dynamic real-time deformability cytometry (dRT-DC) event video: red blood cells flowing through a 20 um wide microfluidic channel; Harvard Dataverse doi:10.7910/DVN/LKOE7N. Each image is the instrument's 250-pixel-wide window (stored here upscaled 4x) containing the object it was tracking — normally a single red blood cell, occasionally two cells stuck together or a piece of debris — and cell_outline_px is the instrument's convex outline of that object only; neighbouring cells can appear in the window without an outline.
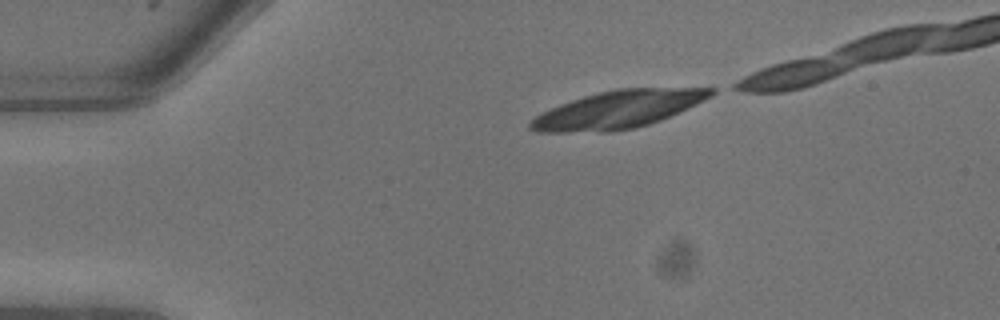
{"species": "common noctule bat (a hibernating species)", "species_latin": "Nyctalus noctula", "temperature_condition": "warm", "stored_images_in_passage": 6, "segment_of_instrument_passage": [1, 2], "camera_frame_rate_fps": 3000, "um_per_image_px": 0.085, "animal": {"sex": "male", "body_mass_g": 13.3}, "frame": {"image": 1, "passage_image": 1, "time_ms": 0.0, "image_size_px": [1000, 320], "cell_outline_px": [[716, 92], [712, 96], [688, 108], [660, 120], [636, 128], [612, 132], [536, 132], [528, 128], [528, 124], [536, 116], [560, 104], [584, 96], [616, 88], [716, 88]], "centroid_in_image_um": [52.54, 9.31], "position_along_channel_um": 32.5, "area_um2": 39.3}}